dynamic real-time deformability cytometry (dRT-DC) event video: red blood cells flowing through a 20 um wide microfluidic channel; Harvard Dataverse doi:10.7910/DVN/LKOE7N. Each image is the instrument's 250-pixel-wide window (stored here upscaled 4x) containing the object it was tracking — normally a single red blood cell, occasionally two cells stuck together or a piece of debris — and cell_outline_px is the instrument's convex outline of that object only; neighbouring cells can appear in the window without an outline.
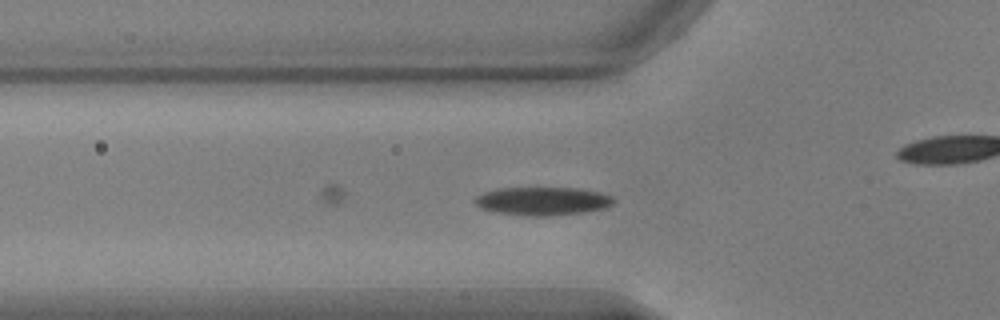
{"species": "common noctule bat (a hibernating species)", "species_latin": "Nyctalus noctula", "temperature_condition": "warm", "stored_images_in_passage": 32, "camera_frame_rate_fps": 3000, "um_per_image_px": 0.085, "animal": {"sex": "male", "body_mass_g": 17.9, "forearm_length_mm": 54.2}, "frame": {"image": 1, "passage_image": 17, "time_ms": 5.333, "image_size_px": [1000, 320], "cell_outline_px": [[616, 200], [608, 208], [552, 216], [528, 216], [496, 212], [480, 208], [476, 204], [476, 196], [484, 192], [496, 188], [580, 188], [600, 192], [612, 196]], "centroid_in_image_um": [46.15, 17.09], "position_along_channel_um": 79.6, "area_um2": 22.95}}
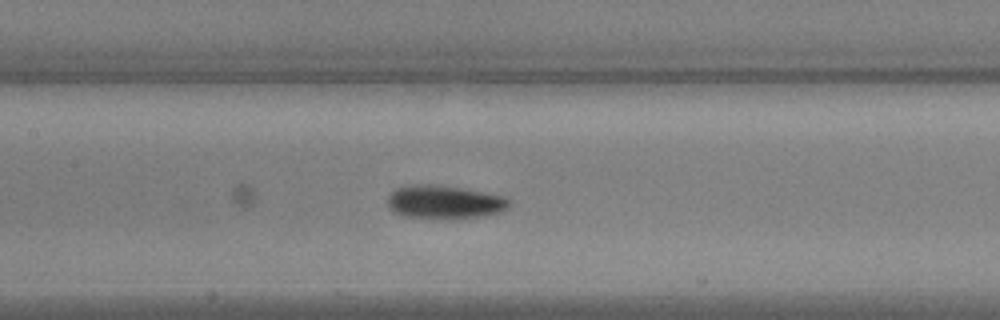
{"frame": {"image": 2, "passage_image": 24, "time_ms": 7.667, "image_size_px": [1000, 320], "cell_outline_px": [[512, 200], [508, 208], [500, 212], [480, 216], [408, 216], [392, 212], [388, 208], [388, 196], [396, 188], [412, 184], [440, 184], [484, 192], [504, 196]], "centroid_in_image_um": [37.78, 17.11], "position_along_channel_um": 169.6, "area_um2": 23.06}}
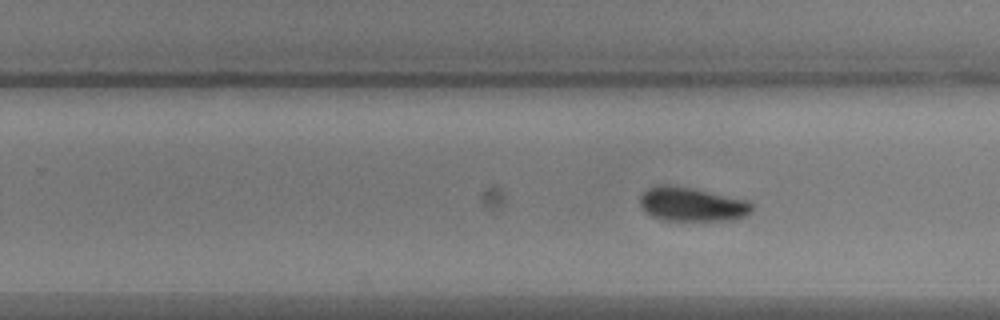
{"frame": {"image": 3, "passage_image": 32, "time_ms": 10.333, "image_size_px": [1000, 320], "cell_outline_px": [[752, 212], [744, 216], [732, 220], [664, 220], [652, 216], [640, 204], [640, 196], [648, 188], [656, 184], [668, 184], [692, 188], [748, 200], [752, 204]], "centroid_in_image_um": [58.82, 17.35], "position_along_channel_um": 271.0, "area_um2": 22.08}}